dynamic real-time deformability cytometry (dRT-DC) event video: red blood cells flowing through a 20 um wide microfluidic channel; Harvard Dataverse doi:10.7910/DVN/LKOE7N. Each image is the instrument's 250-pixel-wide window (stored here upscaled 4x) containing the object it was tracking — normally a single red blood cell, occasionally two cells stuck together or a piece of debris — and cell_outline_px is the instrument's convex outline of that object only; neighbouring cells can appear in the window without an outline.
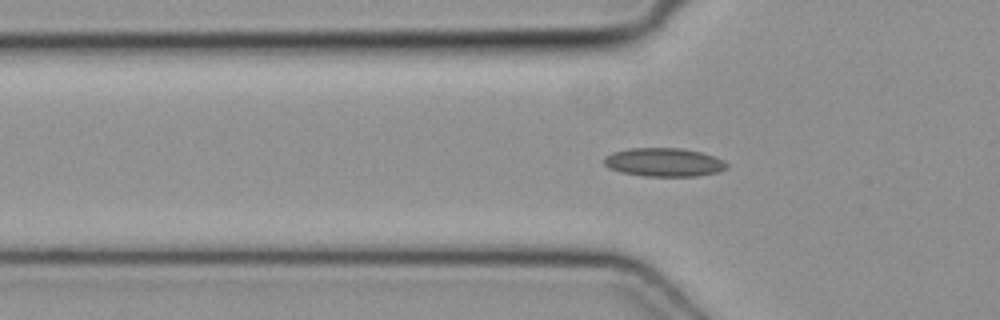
{"species": "common noctule bat (a hibernating species)", "species_latin": "Nyctalus noctula", "temperature_condition": "cold", "stored_images_in_passage": 44, "camera_frame_rate_fps": 3000, "um_per_image_px": 0.085, "animal": {"sex": "female", "body_mass_g": 19.3, "forearm_length_mm": 54.1}, "frame": {"image": 1, "passage_image": 16, "time_ms": 5.0, "image_size_px": [1000, 320], "cell_outline_px": [[728, 168], [716, 172], [696, 176], [644, 176], [620, 172], [608, 168], [604, 164], [604, 156], [612, 152], [628, 148], [680, 148], [700, 152], [724, 160], [728, 164]], "centroid_in_image_um": [56.4, 13.79], "position_along_channel_um": 69.4, "area_um2": 20.46}}
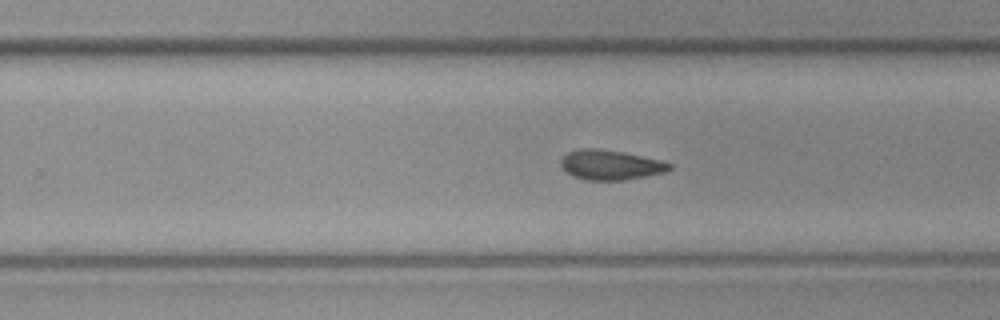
{"frame": {"image": 2, "passage_image": 31, "time_ms": 10.0, "image_size_px": [1000, 320], "cell_outline_px": [[672, 168], [664, 172], [624, 180], [588, 180], [572, 176], [560, 164], [560, 160], [568, 152], [580, 148], [596, 148], [624, 152], [660, 160], [672, 164]], "centroid_in_image_um": [51.88, 14.01], "position_along_channel_um": 277.9, "area_um2": 18.73}}
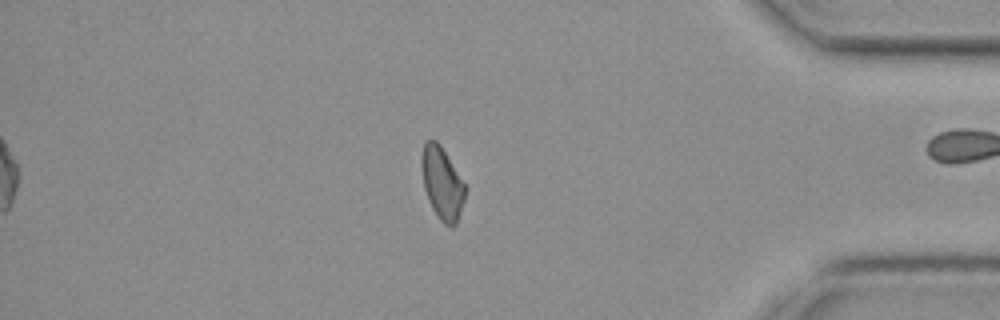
{"frame": {"image": 3, "passage_image": 42, "time_ms": 13.667, "image_size_px": [1000, 320], "cell_outline_px": [[468, 188], [456, 224], [452, 228], [444, 224], [440, 220], [432, 208], [428, 200], [424, 188], [420, 160], [424, 144], [428, 140], [436, 140], [440, 144]], "centroid_in_image_um": [37.59, 15.59], "position_along_channel_um": 397.6, "area_um2": 18.5}}